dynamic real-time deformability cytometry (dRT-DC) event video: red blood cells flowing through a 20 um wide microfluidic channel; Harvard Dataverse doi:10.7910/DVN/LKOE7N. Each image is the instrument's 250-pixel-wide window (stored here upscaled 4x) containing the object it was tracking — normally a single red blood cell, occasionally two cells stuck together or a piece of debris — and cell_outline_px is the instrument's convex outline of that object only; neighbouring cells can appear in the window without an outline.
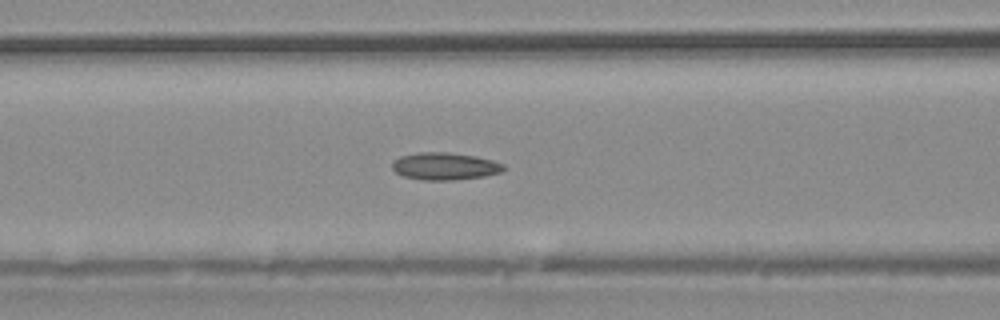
{"species": "common noctule bat (a hibernating species)", "species_latin": "Nyctalus noctula", "temperature_condition": "warm", "stored_images_in_passage": 38, "camera_frame_rate_fps": 3000, "um_per_image_px": 0.085, "animal": {"sex": "male", "body_mass_g": 20.4}, "frame": {"image": 1, "passage_image": 15, "time_ms": 4.667, "image_size_px": [1000, 320], "cell_outline_px": [[504, 168], [500, 172], [484, 176], [452, 180], [424, 180], [404, 176], [396, 172], [392, 168], [392, 160], [400, 156], [416, 152], [448, 152], [476, 156], [492, 160], [504, 164]], "centroid_in_image_um": [37.77, 14.12], "position_along_channel_um": 128.8, "area_um2": 17.74}}
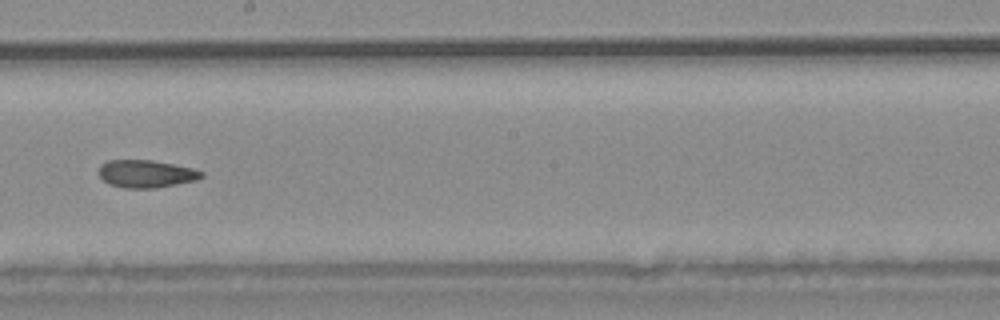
{"frame": {"image": 2, "passage_image": 21, "time_ms": 6.667, "image_size_px": [1000, 320], "cell_outline_px": [[204, 176], [196, 180], [156, 188], [124, 188], [112, 184], [104, 180], [100, 176], [100, 164], [108, 160], [152, 160], [192, 168], [204, 172]], "centroid_in_image_um": [12.44, 14.77], "position_along_channel_um": 235.8, "area_um2": 16.36}}
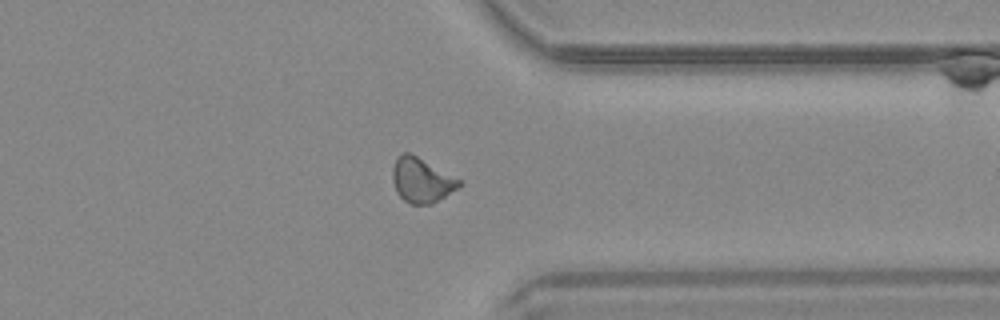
{"frame": {"image": 3, "passage_image": 29, "time_ms": 9.333, "image_size_px": [1000, 320], "cell_outline_px": [[464, 184], [432, 204], [412, 204], [404, 200], [396, 192], [392, 180], [392, 168], [396, 160], [404, 152], [408, 152], [416, 156], [460, 180]], "centroid_in_image_um": [35.81, 15.34], "position_along_channel_um": 375.6, "area_um2": 16.99}}